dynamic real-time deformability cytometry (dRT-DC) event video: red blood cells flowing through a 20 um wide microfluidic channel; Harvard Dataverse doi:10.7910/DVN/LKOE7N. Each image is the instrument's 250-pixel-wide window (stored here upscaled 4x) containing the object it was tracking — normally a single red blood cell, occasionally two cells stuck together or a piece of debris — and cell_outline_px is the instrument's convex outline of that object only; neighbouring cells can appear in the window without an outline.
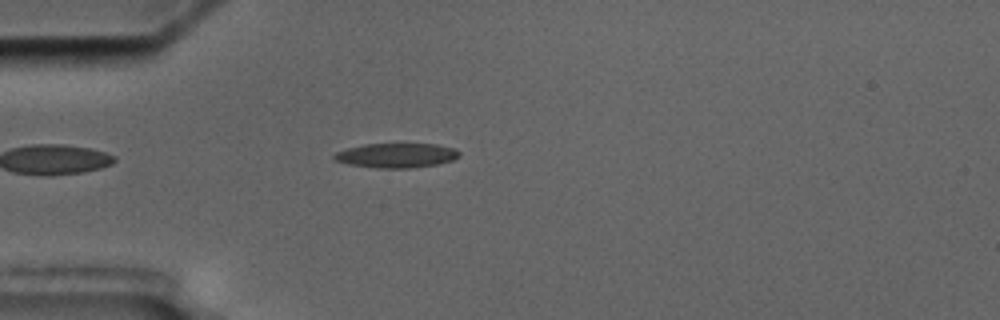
{"species": "common noctule bat (a hibernating species)", "species_latin": "Nyctalus noctula", "temperature_condition": "cold", "stored_images_in_passage": 1, "camera_frame_rate_fps": 3000, "um_per_image_px": 0.085, "animal": {"sex": "male", "body_mass_g": 17.5, "forearm_length_mm": 52.3}, "frame": {"image": 1, "passage_image": 1, "time_ms": 0.0, "image_size_px": [1000, 320], "cell_outline_px": [[460, 156], [452, 160], [436, 164], [412, 168], [376, 168], [348, 164], [332, 160], [332, 156], [336, 152], [348, 148], [364, 144], [436, 144], [452, 148], [460, 152]], "centroid_in_image_um": [33.65, 13.21], "position_along_channel_um": 51.3, "area_um2": 17.86}}